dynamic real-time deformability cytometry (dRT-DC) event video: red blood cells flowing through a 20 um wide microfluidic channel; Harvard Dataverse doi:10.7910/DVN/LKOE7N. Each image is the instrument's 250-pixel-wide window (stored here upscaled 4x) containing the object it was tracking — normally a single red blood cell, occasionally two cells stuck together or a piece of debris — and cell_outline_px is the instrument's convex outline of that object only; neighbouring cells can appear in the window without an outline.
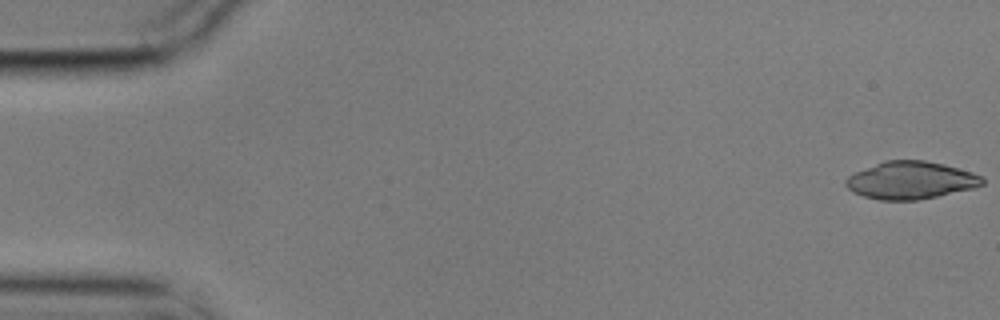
{"species": "common noctule bat (a hibernating species)", "species_latin": "Nyctalus noctula", "temperature_condition": "cold", "stored_images_in_passage": 17, "camera_frame_rate_fps": 3000, "um_per_image_px": 0.085, "animal": {"sex": "male", "body_mass_g": 17.9}, "frame": {"image": 1, "passage_image": 1, "time_ms": 0.0, "image_size_px": [1000, 320], "cell_outline_px": [[984, 184], [976, 188], [916, 200], [880, 200], [864, 196], [852, 192], [844, 184], [844, 180], [848, 176], [856, 172], [884, 160], [924, 160], [944, 164], [972, 172], [980, 176], [984, 180]], "centroid_in_image_um": [77.41, 15.32], "position_along_channel_um": 7.6, "area_um2": 29.82}}